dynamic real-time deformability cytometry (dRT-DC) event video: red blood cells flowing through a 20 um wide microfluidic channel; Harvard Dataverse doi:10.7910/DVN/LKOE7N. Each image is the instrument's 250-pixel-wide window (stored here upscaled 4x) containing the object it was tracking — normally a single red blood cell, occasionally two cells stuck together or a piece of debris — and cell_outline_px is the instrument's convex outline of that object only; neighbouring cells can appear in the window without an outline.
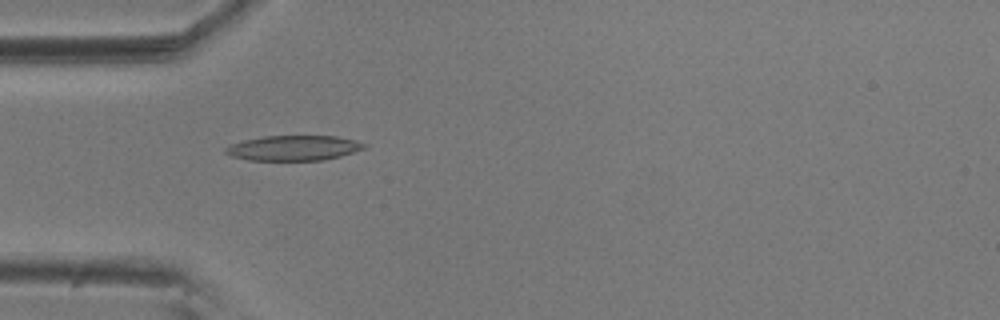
{"species": "common noctule bat (a hibernating species)", "species_latin": "Nyctalus noctula", "temperature_condition": "room temperature", "stored_images_in_passage": 47, "camera_frame_rate_fps": 3000, "um_per_image_px": 0.085, "animal": {"sex": "male", "body_mass_g": 20.5, "forearm_length_mm": 52.5}, "frame": {"image": 1, "passage_image": 8, "time_ms": 2.333, "image_size_px": [1000, 320], "cell_outline_px": [[368, 144], [364, 148], [340, 156], [324, 160], [248, 160], [232, 156], [224, 152], [224, 148], [232, 144], [244, 140], [264, 136], [336, 136], [356, 140]], "centroid_in_image_um": [24.96, 12.57], "position_along_channel_um": 60.0, "area_um2": 20.17}}
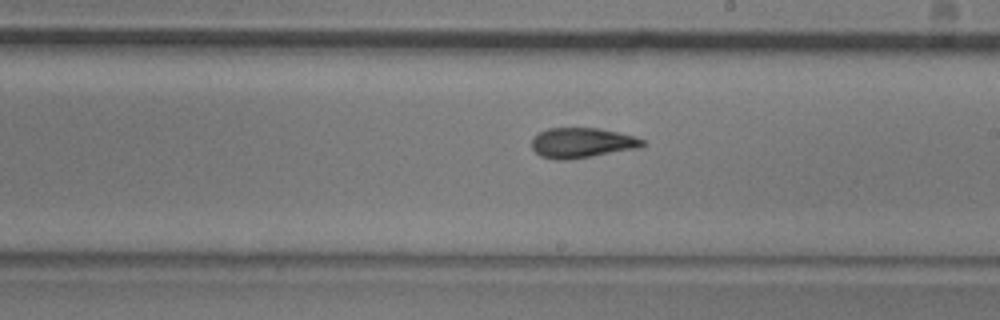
{"frame": {"image": 2, "passage_image": 23, "time_ms": 7.333, "image_size_px": [1000, 320], "cell_outline_px": [[644, 144], [640, 148], [564, 160], [556, 160], [540, 156], [532, 148], [532, 140], [540, 132], [548, 128], [596, 128], [616, 132], [632, 136], [644, 140]], "centroid_in_image_um": [49.44, 12.14], "position_along_channel_um": 239.6, "area_um2": 19.07}}
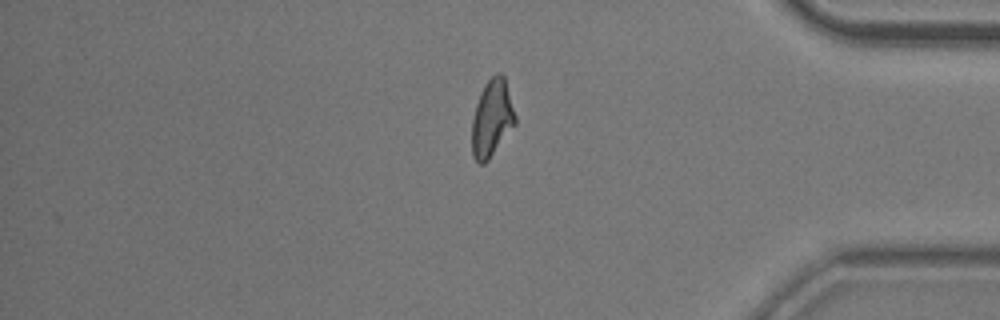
{"frame": {"image": 3, "passage_image": 38, "time_ms": 12.333, "image_size_px": [1000, 320], "cell_outline_px": [[516, 124], [488, 160], [484, 164], [480, 164], [472, 156], [472, 120], [476, 104], [480, 92], [484, 84], [496, 72], [500, 72], [504, 76], [516, 116]], "centroid_in_image_um": [41.81, 10.05], "position_along_channel_um": 393.4, "area_um2": 19.48}, "authors_computed_cell_mechanics": {"area_um2": 19.4786, "velocity_mm_per_s": 3.6114, "shape_relaxation_time_tau1_ms": 7.6789, "shape_relaxation_time_tau2_ms": 3.0143, "deformation_change_tau1": 0.2246, "deformation_change_tau2": 0.1058}}